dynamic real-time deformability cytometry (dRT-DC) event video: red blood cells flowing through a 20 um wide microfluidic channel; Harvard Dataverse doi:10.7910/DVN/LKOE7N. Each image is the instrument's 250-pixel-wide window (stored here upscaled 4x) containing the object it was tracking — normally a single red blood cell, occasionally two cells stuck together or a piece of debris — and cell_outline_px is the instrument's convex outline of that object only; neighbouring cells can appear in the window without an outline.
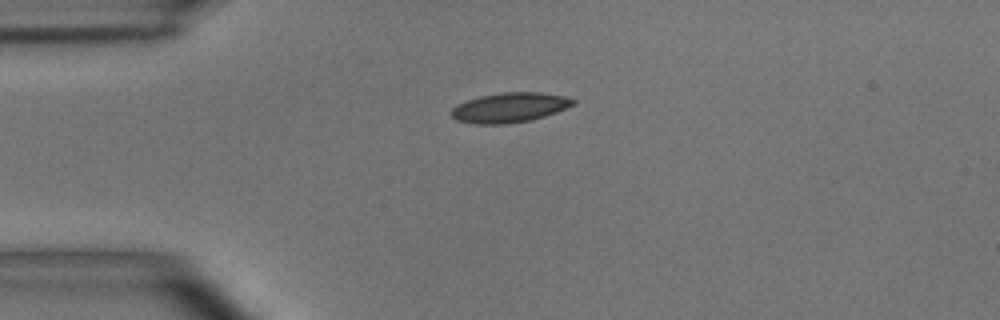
{"species": "common noctule bat (a hibernating species)", "species_latin": "Nyctalus noctula", "temperature_condition": "room temperature", "stored_images_in_passage": 2, "camera_frame_rate_fps": 3000, "um_per_image_px": 0.085, "animal": {"sex": "male", "body_mass_g": 15.6}, "frame": {"image": 1, "passage_image": 1, "time_ms": 0.0, "image_size_px": [1000, 320], "cell_outline_px": [[576, 104], [556, 112], [532, 120], [508, 124], [476, 124], [456, 120], [448, 112], [456, 104], [480, 96], [504, 92], [540, 92], [564, 96], [576, 100]], "centroid_in_image_um": [43.31, 9.15], "position_along_channel_um": 41.7, "area_um2": 21.27}}